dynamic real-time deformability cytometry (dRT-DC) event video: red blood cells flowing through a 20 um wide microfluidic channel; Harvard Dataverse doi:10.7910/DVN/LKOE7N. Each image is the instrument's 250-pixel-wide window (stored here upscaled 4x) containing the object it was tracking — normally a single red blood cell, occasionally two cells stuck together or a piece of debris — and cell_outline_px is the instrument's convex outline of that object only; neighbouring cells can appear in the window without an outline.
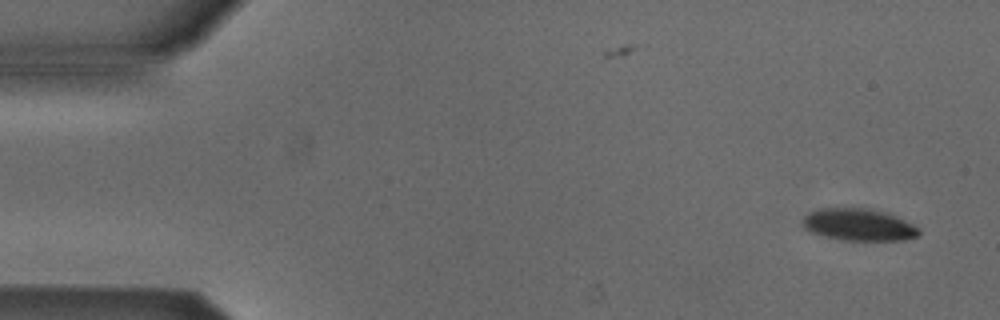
{"species": "Egyptian fruit bat (a non-hibernating species)", "species_latin": "Rousettus aegyptiacus", "temperature_condition": "cold", "stored_images_in_passage": 2, "camera_frame_rate_fps": 3000, "um_per_image_px": 0.085, "animal": {"sex": "male"}, "frame": {"image": 1, "passage_image": 2, "time_ms": 0.333, "image_size_px": [1000, 320], "cell_outline_px": [[920, 232], [916, 236], [904, 240], [844, 240], [824, 236], [812, 232], [804, 228], [800, 224], [800, 220], [808, 212], [820, 208], [868, 208], [884, 212], [904, 220], [920, 228]], "centroid_in_image_um": [72.93, 19.09], "position_along_channel_um": 12.1, "area_um2": 21.73}}